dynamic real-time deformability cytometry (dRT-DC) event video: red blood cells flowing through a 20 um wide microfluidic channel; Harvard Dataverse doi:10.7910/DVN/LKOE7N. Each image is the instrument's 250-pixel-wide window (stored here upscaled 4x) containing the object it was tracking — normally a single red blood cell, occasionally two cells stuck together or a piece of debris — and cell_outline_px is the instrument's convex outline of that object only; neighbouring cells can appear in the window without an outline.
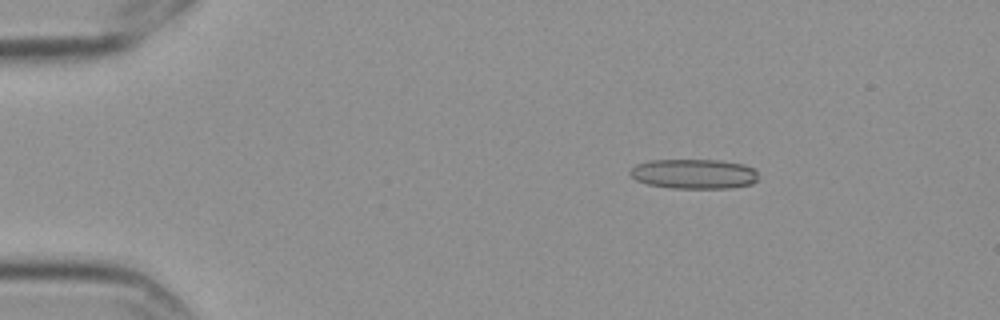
{"species": "Egyptian fruit bat (a non-hibernating species)", "species_latin": "Rousettus aegyptiacus", "temperature_condition": "cold", "stored_images_in_passage": 8, "camera_frame_rate_fps": 3000, "um_per_image_px": 0.085, "frame": {"image": 1, "passage_image": 3, "time_ms": 0.667, "image_size_px": [1000, 320], "cell_outline_px": [[756, 180], [752, 184], [728, 188], [672, 188], [648, 184], [636, 180], [628, 172], [636, 164], [648, 160], [720, 160], [744, 164], [752, 168], [756, 172]], "centroid_in_image_um": [58.96, 14.77], "position_along_channel_um": 26.0, "area_um2": 22.2}}
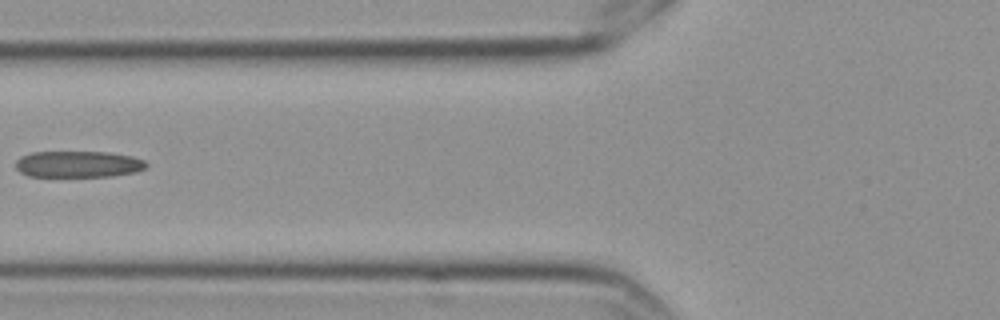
{"frame": {"image": 2, "passage_image": 7, "time_ms": 2.0, "image_size_px": [1000, 320], "cell_outline_px": [[148, 164], [144, 168], [136, 172], [112, 176], [28, 176], [20, 172], [16, 168], [16, 160], [20, 156], [32, 152], [108, 152], [132, 156], [144, 160]], "centroid_in_image_um": [6.64, 13.95], "position_along_channel_um": 119.2, "area_um2": 20.11}}
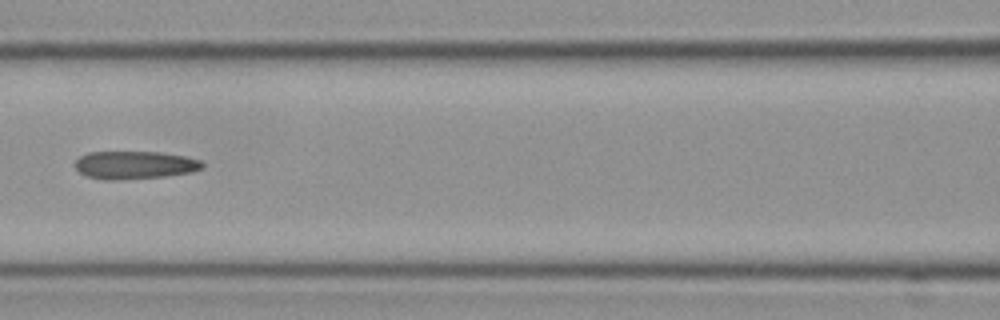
{"frame": {"image": 3, "passage_image": 8, "time_ms": 2.333, "image_size_px": [1000, 320], "cell_outline_px": [[204, 168], [192, 172], [164, 176], [124, 180], [104, 180], [88, 176], [80, 172], [76, 168], [76, 160], [80, 156], [88, 152], [160, 152], [184, 156], [200, 160], [204, 164]], "centroid_in_image_um": [11.46, 14.03], "position_along_channel_um": 155.1, "area_um2": 20.75}}